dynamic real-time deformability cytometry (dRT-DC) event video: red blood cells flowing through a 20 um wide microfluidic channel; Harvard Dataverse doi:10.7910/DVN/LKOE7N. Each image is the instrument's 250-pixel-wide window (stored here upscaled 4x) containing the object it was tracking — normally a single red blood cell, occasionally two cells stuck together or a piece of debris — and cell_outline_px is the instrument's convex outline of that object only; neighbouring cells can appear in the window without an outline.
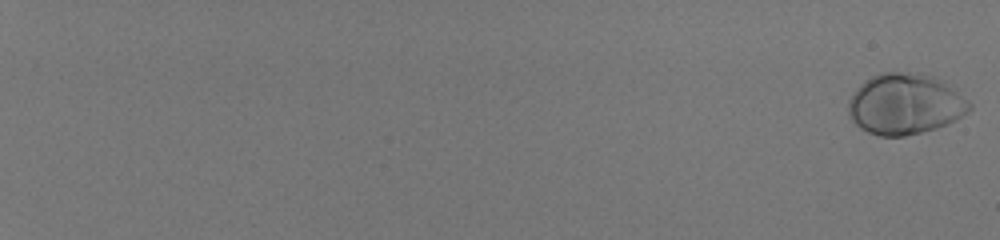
{"species": "human", "species_latin": "Homo sapiens", "temperature_condition": "room temperature", "stored_images_in_passage": 59, "camera_frame_rate_fps": 3000, "um_per_image_px": 0.085, "donor": {"sex": "male"}, "frame": {"image": 1, "passage_image": 1, "time_ms": 0.0, "image_size_px": [1000, 240], "cell_outline_px": [[972, 108], [968, 112], [956, 120], [948, 124], [924, 132], [904, 136], [880, 136], [868, 132], [860, 128], [848, 116], [848, 100], [856, 88], [864, 80], [880, 72], [916, 72], [932, 76], [956, 88], [972, 104]], "centroid_in_image_um": [76.94, 8.84], "position_along_channel_um": 8.1, "area_um2": 43.47}}
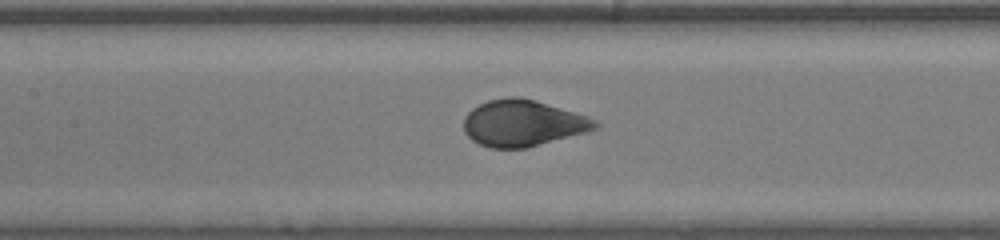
{"frame": {"image": 2, "passage_image": 35, "time_ms": 11.333, "image_size_px": [1000, 240], "cell_outline_px": [[600, 124], [596, 128], [588, 132], [524, 148], [492, 148], [480, 144], [472, 140], [464, 132], [464, 116], [472, 108], [488, 100], [508, 96], [520, 96], [588, 116], [596, 120]], "centroid_in_image_um": [44.43, 10.46], "position_along_channel_um": 163.0, "area_um2": 35.43}}
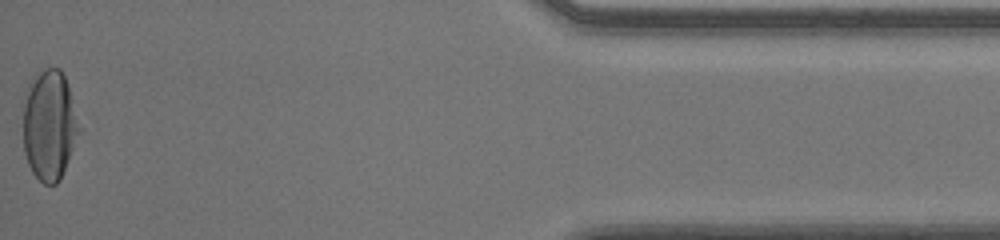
{"frame": {"image": 3, "passage_image": 59, "time_ms": 19.333, "image_size_px": [1000, 240], "cell_outline_px": [[80, 132], [60, 180], [56, 184], [44, 184], [32, 172], [28, 164], [24, 152], [24, 104], [28, 84], [44, 68], [60, 68], [64, 76], [68, 88], [80, 128]], "centroid_in_image_um": [4.19, 10.67], "position_along_channel_um": 431.0, "area_um2": 35.43}, "authors_computed_cell_mechanics": {"area_um2": 36.8186, "velocity_mm_per_s": 4.0349, "shape_relaxation_time_tau1_ms": 3.0284, "shape_relaxation_time_tau2_ms": null, "deformation_change_tau1": 0.192, "deformation_change_tau2": null}}